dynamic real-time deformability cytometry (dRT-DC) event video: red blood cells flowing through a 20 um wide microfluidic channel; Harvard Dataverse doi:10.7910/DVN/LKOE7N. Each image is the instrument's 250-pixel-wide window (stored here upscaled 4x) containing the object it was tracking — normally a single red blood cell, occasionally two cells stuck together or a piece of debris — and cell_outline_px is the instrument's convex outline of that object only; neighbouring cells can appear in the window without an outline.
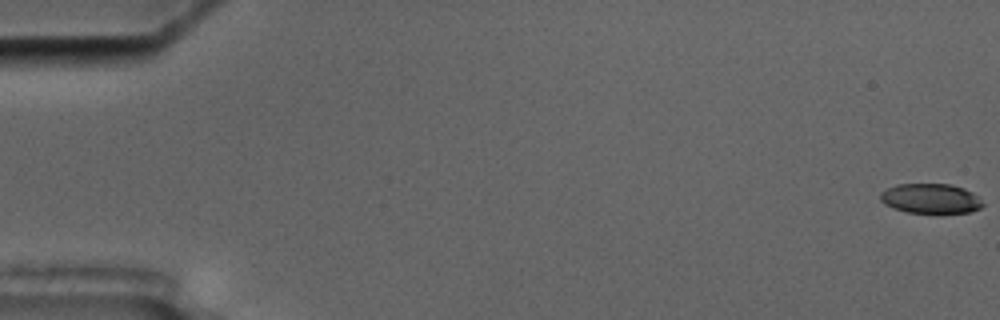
{"species": "common noctule bat (a hibernating species)", "species_latin": "Nyctalus noctula", "temperature_condition": "cold", "stored_images_in_passage": 6, "camera_frame_rate_fps": 3000, "um_per_image_px": 0.085, "animal": {"sex": "male", "body_mass_g": 17.5, "forearm_length_mm": 52.3}, "frame": {"image": 1, "passage_image": 1, "time_ms": 0.0, "image_size_px": [1000, 320], "cell_outline_px": [[984, 204], [980, 208], [972, 212], [908, 212], [892, 208], [884, 204], [880, 200], [880, 192], [896, 184], [952, 184], [964, 188], [972, 192]], "centroid_in_image_um": [79.08, 16.86], "position_along_channel_um": 5.9, "area_um2": 17.69}}
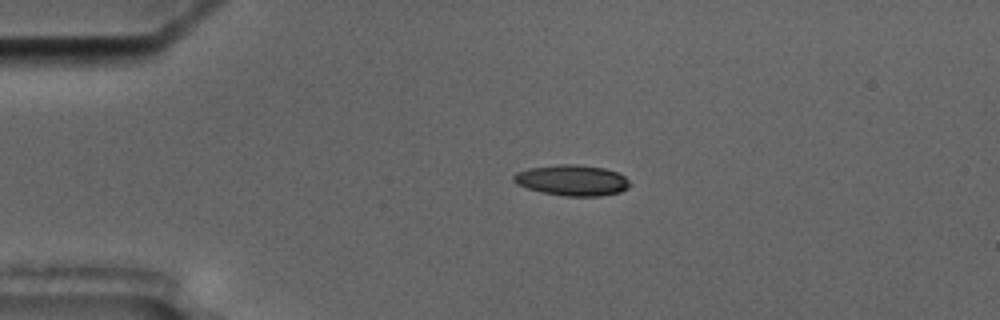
{"frame": {"image": 2, "passage_image": 5, "time_ms": 4.333, "image_size_px": [1000, 320], "cell_outline_px": [[632, 184], [628, 188], [620, 192], [600, 196], [564, 196], [540, 192], [516, 184], [512, 180], [512, 176], [516, 172], [528, 168], [556, 164], [576, 164], [604, 168], [616, 172], [624, 176]], "centroid_in_image_um": [48.61, 15.32], "position_along_channel_um": 36.4, "area_um2": 21.04}}